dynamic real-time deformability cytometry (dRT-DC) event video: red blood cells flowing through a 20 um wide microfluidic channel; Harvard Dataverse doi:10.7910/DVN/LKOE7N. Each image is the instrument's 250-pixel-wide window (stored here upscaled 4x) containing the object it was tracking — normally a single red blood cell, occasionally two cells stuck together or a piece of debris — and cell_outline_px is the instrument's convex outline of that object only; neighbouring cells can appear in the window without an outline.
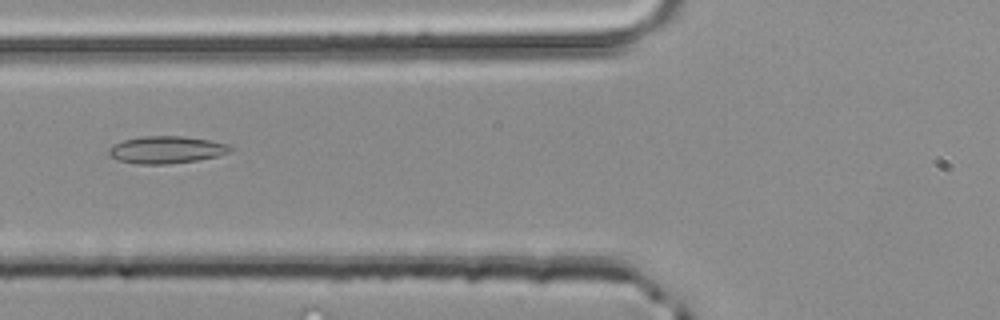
{"species": "common noctule bat (a hibernating species)", "species_latin": "Nyctalus noctula", "temperature_condition": "room temperature", "stored_images_in_passage": 32, "camera_frame_rate_fps": 3000, "um_per_image_px": 0.085, "animal": {"sex": "male", "body_mass_g": 20.4}, "frame": {"image": 1, "passage_image": 6, "time_ms": 1.667, "image_size_px": [1000, 320], "cell_outline_px": [[232, 152], [220, 156], [196, 160], [168, 164], [136, 164], [116, 160], [108, 156], [108, 148], [112, 144], [124, 140], [144, 136], [184, 136], [208, 140], [228, 144], [232, 148]], "centroid_in_image_um": [14.12, 12.74], "position_along_channel_um": 111.7, "area_um2": 19.54}}
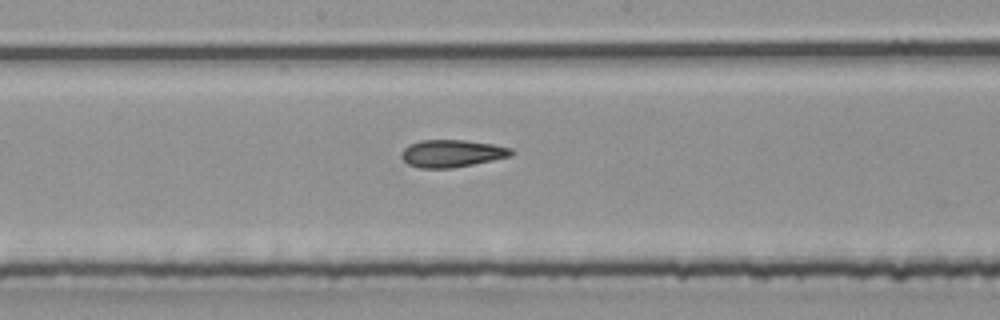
{"frame": {"image": 2, "passage_image": 13, "time_ms": 4.0, "image_size_px": [1000, 320], "cell_outline_px": [[516, 152], [512, 156], [452, 168], [420, 168], [408, 164], [400, 156], [400, 152], [408, 144], [420, 140], [464, 140], [492, 144], [512, 148]], "centroid_in_image_um": [38.4, 13.03], "position_along_channel_um": 209.8, "area_um2": 17.63}}
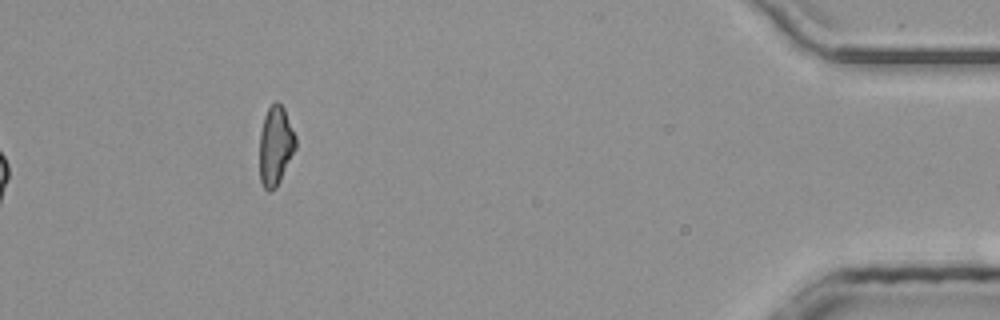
{"frame": {"image": 3, "passage_image": 32, "time_ms": 10.333, "image_size_px": [1000, 320], "cell_outline_px": [[296, 148], [276, 188], [268, 192], [264, 188], [260, 180], [260, 132], [264, 116], [268, 108], [276, 100], [284, 108], [296, 136]], "centroid_in_image_um": [23.42, 12.39], "position_along_channel_um": 411.8, "area_um2": 16.65}, "authors_computed_cell_mechanics": {"area_um2": 17.3689, "velocity_mm_per_s": 4.1918, "shape_relaxation_time_tau1_ms": null, "shape_relaxation_time_tau2_ms": 5.7238, "deformation_change_tau1": null, "deformation_change_tau2": 0.154}}